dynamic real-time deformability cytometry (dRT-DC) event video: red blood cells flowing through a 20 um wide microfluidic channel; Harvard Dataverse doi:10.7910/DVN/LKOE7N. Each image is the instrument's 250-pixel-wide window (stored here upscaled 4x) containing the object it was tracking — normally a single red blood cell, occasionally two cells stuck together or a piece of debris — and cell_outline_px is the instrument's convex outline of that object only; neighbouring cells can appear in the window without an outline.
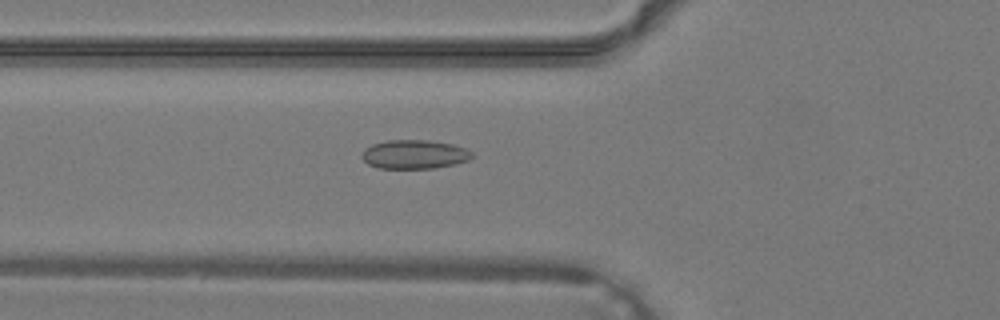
{"species": "common noctule bat (a hibernating species)", "species_latin": "Nyctalus noctula", "temperature_condition": "warm", "stored_images_in_passage": 40, "camera_frame_rate_fps": 3000, "um_per_image_px": 0.085, "animal": {"sex": "male", "body_mass_g": 19.2, "forearm_length_mm": 51.8}, "frame": {"image": 1, "passage_image": 15, "time_ms": 4.667, "image_size_px": [1000, 320], "cell_outline_px": [[472, 156], [468, 160], [456, 164], [432, 168], [380, 168], [368, 164], [360, 156], [364, 148], [372, 144], [388, 140], [428, 140], [452, 144], [468, 148], [472, 152]], "centroid_in_image_um": [35.22, 13.11], "position_along_channel_um": 90.6, "area_um2": 18.61}}
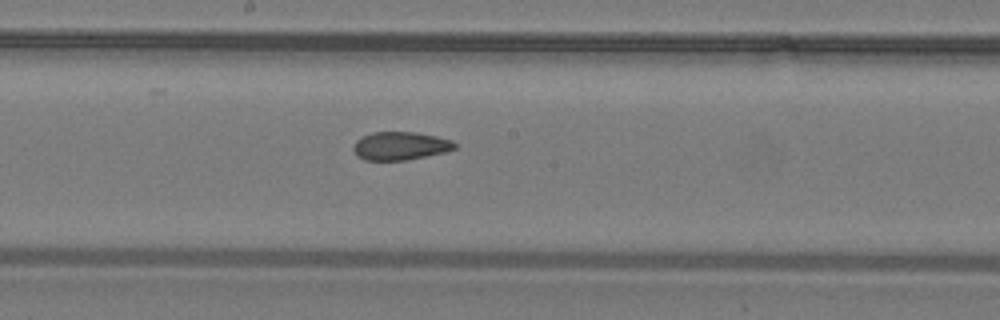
{"frame": {"image": 2, "passage_image": 22, "time_ms": 7.0, "image_size_px": [1000, 320], "cell_outline_px": [[456, 148], [444, 152], [408, 160], [364, 160], [356, 156], [352, 148], [356, 140], [360, 136], [372, 132], [416, 132], [436, 136], [452, 140], [456, 144]], "centroid_in_image_um": [33.98, 12.4], "position_along_channel_um": 214.2, "area_um2": 16.82}}
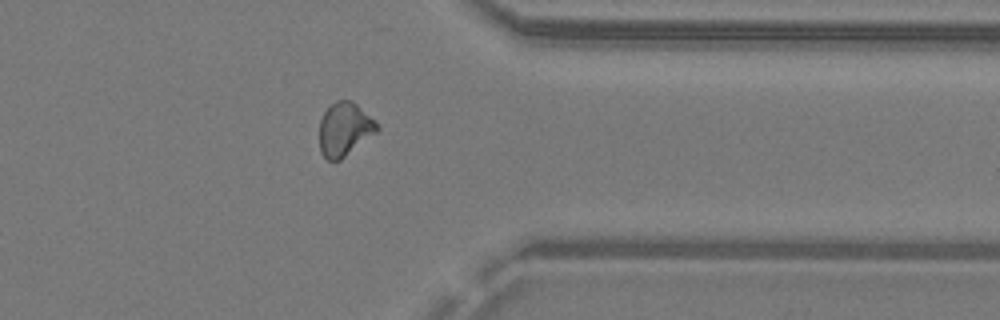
{"frame": {"image": 3, "passage_image": 32, "time_ms": 10.333, "image_size_px": [1000, 320], "cell_outline_px": [[380, 128], [376, 132], [340, 160], [328, 160], [320, 152], [320, 120], [324, 112], [336, 100], [352, 100]], "centroid_in_image_um": [29.25, 10.99], "position_along_channel_um": 382.2, "area_um2": 17.46}}